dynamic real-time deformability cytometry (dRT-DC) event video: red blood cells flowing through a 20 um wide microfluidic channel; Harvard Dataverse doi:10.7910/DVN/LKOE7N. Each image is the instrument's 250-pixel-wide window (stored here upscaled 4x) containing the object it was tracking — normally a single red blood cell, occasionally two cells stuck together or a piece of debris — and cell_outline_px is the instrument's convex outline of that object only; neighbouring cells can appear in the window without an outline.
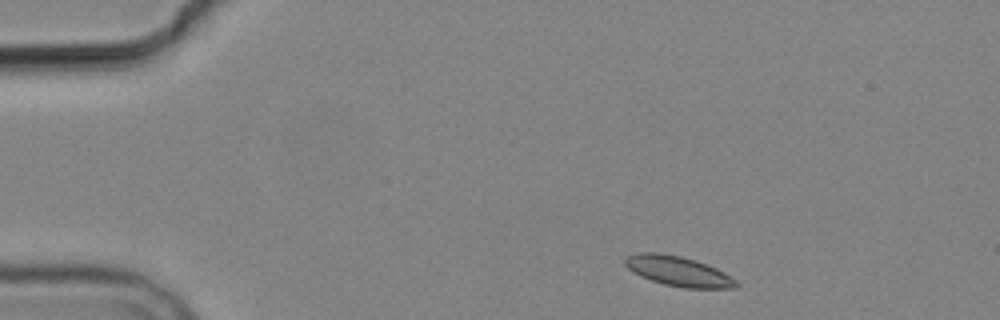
{"species": "common noctule bat (a hibernating species)", "species_latin": "Nyctalus noctula", "temperature_condition": "cold", "stored_images_in_passage": 4, "camera_frame_rate_fps": 3000, "um_per_image_px": 0.085, "animal": {"sex": "male", "body_mass_g": 19.2, "forearm_length_mm": 51.8}, "frame": {"image": 1, "passage_image": 1, "time_ms": 0.0, "image_size_px": [1000, 320], "cell_outline_px": [[740, 284], [736, 288], [684, 288], [664, 284], [640, 276], [628, 268], [624, 264], [624, 260], [628, 256], [640, 252], [660, 252], [680, 256], [696, 260], [716, 268], [724, 272], [736, 280]], "centroid_in_image_um": [57.67, 23.05], "position_along_channel_um": 27.3, "area_um2": 19.36}}